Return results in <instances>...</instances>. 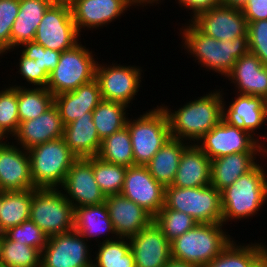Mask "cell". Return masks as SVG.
I'll list each match as a JSON object with an SVG mask.
<instances>
[{
  "label": "cell",
  "instance_id": "cell-13",
  "mask_svg": "<svg viewBox=\"0 0 267 267\" xmlns=\"http://www.w3.org/2000/svg\"><path fill=\"white\" fill-rule=\"evenodd\" d=\"M196 144L210 160L234 153L260 152V142L255 137L223 120Z\"/></svg>",
  "mask_w": 267,
  "mask_h": 267
},
{
  "label": "cell",
  "instance_id": "cell-52",
  "mask_svg": "<svg viewBox=\"0 0 267 267\" xmlns=\"http://www.w3.org/2000/svg\"><path fill=\"white\" fill-rule=\"evenodd\" d=\"M252 267H267V252Z\"/></svg>",
  "mask_w": 267,
  "mask_h": 267
},
{
  "label": "cell",
  "instance_id": "cell-11",
  "mask_svg": "<svg viewBox=\"0 0 267 267\" xmlns=\"http://www.w3.org/2000/svg\"><path fill=\"white\" fill-rule=\"evenodd\" d=\"M81 41L73 20L71 6L53 2L44 13L34 42L58 52L73 48Z\"/></svg>",
  "mask_w": 267,
  "mask_h": 267
},
{
  "label": "cell",
  "instance_id": "cell-5",
  "mask_svg": "<svg viewBox=\"0 0 267 267\" xmlns=\"http://www.w3.org/2000/svg\"><path fill=\"white\" fill-rule=\"evenodd\" d=\"M134 118L128 117L126 122L130 132L134 165L146 166L171 138L169 120L161 105Z\"/></svg>",
  "mask_w": 267,
  "mask_h": 267
},
{
  "label": "cell",
  "instance_id": "cell-26",
  "mask_svg": "<svg viewBox=\"0 0 267 267\" xmlns=\"http://www.w3.org/2000/svg\"><path fill=\"white\" fill-rule=\"evenodd\" d=\"M211 160L198 147L190 143L182 152L178 170L172 186L193 188L210 185Z\"/></svg>",
  "mask_w": 267,
  "mask_h": 267
},
{
  "label": "cell",
  "instance_id": "cell-50",
  "mask_svg": "<svg viewBox=\"0 0 267 267\" xmlns=\"http://www.w3.org/2000/svg\"><path fill=\"white\" fill-rule=\"evenodd\" d=\"M164 267H199V266L192 264V263L182 262V261H178V260L171 258Z\"/></svg>",
  "mask_w": 267,
  "mask_h": 267
},
{
  "label": "cell",
  "instance_id": "cell-16",
  "mask_svg": "<svg viewBox=\"0 0 267 267\" xmlns=\"http://www.w3.org/2000/svg\"><path fill=\"white\" fill-rule=\"evenodd\" d=\"M237 96V97H236ZM231 102L222 103V120L227 124L249 132L259 142L261 131L267 126V101L263 97L235 93ZM229 103L228 104H226ZM228 105V106H227Z\"/></svg>",
  "mask_w": 267,
  "mask_h": 267
},
{
  "label": "cell",
  "instance_id": "cell-48",
  "mask_svg": "<svg viewBox=\"0 0 267 267\" xmlns=\"http://www.w3.org/2000/svg\"><path fill=\"white\" fill-rule=\"evenodd\" d=\"M222 6L232 7L242 10L248 0H220Z\"/></svg>",
  "mask_w": 267,
  "mask_h": 267
},
{
  "label": "cell",
  "instance_id": "cell-12",
  "mask_svg": "<svg viewBox=\"0 0 267 267\" xmlns=\"http://www.w3.org/2000/svg\"><path fill=\"white\" fill-rule=\"evenodd\" d=\"M93 245L75 230L48 237L40 267H93Z\"/></svg>",
  "mask_w": 267,
  "mask_h": 267
},
{
  "label": "cell",
  "instance_id": "cell-4",
  "mask_svg": "<svg viewBox=\"0 0 267 267\" xmlns=\"http://www.w3.org/2000/svg\"><path fill=\"white\" fill-rule=\"evenodd\" d=\"M223 223H197L171 242V258L205 267L234 239Z\"/></svg>",
  "mask_w": 267,
  "mask_h": 267
},
{
  "label": "cell",
  "instance_id": "cell-39",
  "mask_svg": "<svg viewBox=\"0 0 267 267\" xmlns=\"http://www.w3.org/2000/svg\"><path fill=\"white\" fill-rule=\"evenodd\" d=\"M0 90V129L11 140L16 134L20 120L18 114V87L6 86Z\"/></svg>",
  "mask_w": 267,
  "mask_h": 267
},
{
  "label": "cell",
  "instance_id": "cell-34",
  "mask_svg": "<svg viewBox=\"0 0 267 267\" xmlns=\"http://www.w3.org/2000/svg\"><path fill=\"white\" fill-rule=\"evenodd\" d=\"M93 251V267H136L130 250L129 238H116L101 242Z\"/></svg>",
  "mask_w": 267,
  "mask_h": 267
},
{
  "label": "cell",
  "instance_id": "cell-33",
  "mask_svg": "<svg viewBox=\"0 0 267 267\" xmlns=\"http://www.w3.org/2000/svg\"><path fill=\"white\" fill-rule=\"evenodd\" d=\"M129 108L131 107L116 101H100L92 112V120L101 140L126 126Z\"/></svg>",
  "mask_w": 267,
  "mask_h": 267
},
{
  "label": "cell",
  "instance_id": "cell-2",
  "mask_svg": "<svg viewBox=\"0 0 267 267\" xmlns=\"http://www.w3.org/2000/svg\"><path fill=\"white\" fill-rule=\"evenodd\" d=\"M223 91L226 90H210L206 95L184 102L177 110L161 104L168 116L171 137L196 144L222 120V103L226 95Z\"/></svg>",
  "mask_w": 267,
  "mask_h": 267
},
{
  "label": "cell",
  "instance_id": "cell-9",
  "mask_svg": "<svg viewBox=\"0 0 267 267\" xmlns=\"http://www.w3.org/2000/svg\"><path fill=\"white\" fill-rule=\"evenodd\" d=\"M81 42L61 52L59 62L49 75L47 89L54 95L73 91L95 79L98 58ZM97 59V60H96Z\"/></svg>",
  "mask_w": 267,
  "mask_h": 267
},
{
  "label": "cell",
  "instance_id": "cell-38",
  "mask_svg": "<svg viewBox=\"0 0 267 267\" xmlns=\"http://www.w3.org/2000/svg\"><path fill=\"white\" fill-rule=\"evenodd\" d=\"M127 167L93 157V174L105 196L120 194L123 188Z\"/></svg>",
  "mask_w": 267,
  "mask_h": 267
},
{
  "label": "cell",
  "instance_id": "cell-18",
  "mask_svg": "<svg viewBox=\"0 0 267 267\" xmlns=\"http://www.w3.org/2000/svg\"><path fill=\"white\" fill-rule=\"evenodd\" d=\"M120 194L143 207L153 217L165 204V187L154 179L147 166L127 168Z\"/></svg>",
  "mask_w": 267,
  "mask_h": 267
},
{
  "label": "cell",
  "instance_id": "cell-27",
  "mask_svg": "<svg viewBox=\"0 0 267 267\" xmlns=\"http://www.w3.org/2000/svg\"><path fill=\"white\" fill-rule=\"evenodd\" d=\"M260 152L229 154L211 160L210 184L221 191L232 185L240 176L251 171L259 162Z\"/></svg>",
  "mask_w": 267,
  "mask_h": 267
},
{
  "label": "cell",
  "instance_id": "cell-32",
  "mask_svg": "<svg viewBox=\"0 0 267 267\" xmlns=\"http://www.w3.org/2000/svg\"><path fill=\"white\" fill-rule=\"evenodd\" d=\"M33 193L34 189L21 191L1 190L0 222L5 230L30 219Z\"/></svg>",
  "mask_w": 267,
  "mask_h": 267
},
{
  "label": "cell",
  "instance_id": "cell-53",
  "mask_svg": "<svg viewBox=\"0 0 267 267\" xmlns=\"http://www.w3.org/2000/svg\"><path fill=\"white\" fill-rule=\"evenodd\" d=\"M8 137L0 129V146L8 142Z\"/></svg>",
  "mask_w": 267,
  "mask_h": 267
},
{
  "label": "cell",
  "instance_id": "cell-46",
  "mask_svg": "<svg viewBox=\"0 0 267 267\" xmlns=\"http://www.w3.org/2000/svg\"><path fill=\"white\" fill-rule=\"evenodd\" d=\"M179 4V7L183 10L187 9L189 12L190 20H192L198 14L210 10L216 6L221 5L220 0H175ZM181 5V6H180Z\"/></svg>",
  "mask_w": 267,
  "mask_h": 267
},
{
  "label": "cell",
  "instance_id": "cell-55",
  "mask_svg": "<svg viewBox=\"0 0 267 267\" xmlns=\"http://www.w3.org/2000/svg\"><path fill=\"white\" fill-rule=\"evenodd\" d=\"M75 0H53L55 3H64L71 5Z\"/></svg>",
  "mask_w": 267,
  "mask_h": 267
},
{
  "label": "cell",
  "instance_id": "cell-24",
  "mask_svg": "<svg viewBox=\"0 0 267 267\" xmlns=\"http://www.w3.org/2000/svg\"><path fill=\"white\" fill-rule=\"evenodd\" d=\"M234 84L238 94L263 97L267 101V66L253 53L240 57L232 71L223 78Z\"/></svg>",
  "mask_w": 267,
  "mask_h": 267
},
{
  "label": "cell",
  "instance_id": "cell-57",
  "mask_svg": "<svg viewBox=\"0 0 267 267\" xmlns=\"http://www.w3.org/2000/svg\"><path fill=\"white\" fill-rule=\"evenodd\" d=\"M0 206H1V190H0Z\"/></svg>",
  "mask_w": 267,
  "mask_h": 267
},
{
  "label": "cell",
  "instance_id": "cell-30",
  "mask_svg": "<svg viewBox=\"0 0 267 267\" xmlns=\"http://www.w3.org/2000/svg\"><path fill=\"white\" fill-rule=\"evenodd\" d=\"M190 143L170 138L146 165L154 179L164 187L171 186L176 177L180 157Z\"/></svg>",
  "mask_w": 267,
  "mask_h": 267
},
{
  "label": "cell",
  "instance_id": "cell-21",
  "mask_svg": "<svg viewBox=\"0 0 267 267\" xmlns=\"http://www.w3.org/2000/svg\"><path fill=\"white\" fill-rule=\"evenodd\" d=\"M105 203L117 237L130 238L153 222L149 212L122 194L106 196Z\"/></svg>",
  "mask_w": 267,
  "mask_h": 267
},
{
  "label": "cell",
  "instance_id": "cell-45",
  "mask_svg": "<svg viewBox=\"0 0 267 267\" xmlns=\"http://www.w3.org/2000/svg\"><path fill=\"white\" fill-rule=\"evenodd\" d=\"M249 52L255 54L267 66V19L248 23Z\"/></svg>",
  "mask_w": 267,
  "mask_h": 267
},
{
  "label": "cell",
  "instance_id": "cell-54",
  "mask_svg": "<svg viewBox=\"0 0 267 267\" xmlns=\"http://www.w3.org/2000/svg\"><path fill=\"white\" fill-rule=\"evenodd\" d=\"M6 237V230L0 222V242Z\"/></svg>",
  "mask_w": 267,
  "mask_h": 267
},
{
  "label": "cell",
  "instance_id": "cell-7",
  "mask_svg": "<svg viewBox=\"0 0 267 267\" xmlns=\"http://www.w3.org/2000/svg\"><path fill=\"white\" fill-rule=\"evenodd\" d=\"M190 215L197 223H222L221 192L211 184L203 187H165V204Z\"/></svg>",
  "mask_w": 267,
  "mask_h": 267
},
{
  "label": "cell",
  "instance_id": "cell-19",
  "mask_svg": "<svg viewBox=\"0 0 267 267\" xmlns=\"http://www.w3.org/2000/svg\"><path fill=\"white\" fill-rule=\"evenodd\" d=\"M31 177L27 150L14 141L0 146V190L21 191L35 189Z\"/></svg>",
  "mask_w": 267,
  "mask_h": 267
},
{
  "label": "cell",
  "instance_id": "cell-22",
  "mask_svg": "<svg viewBox=\"0 0 267 267\" xmlns=\"http://www.w3.org/2000/svg\"><path fill=\"white\" fill-rule=\"evenodd\" d=\"M64 124L56 106L53 104L39 117L20 122L16 134L11 138L25 150L48 141L62 138Z\"/></svg>",
  "mask_w": 267,
  "mask_h": 267
},
{
  "label": "cell",
  "instance_id": "cell-44",
  "mask_svg": "<svg viewBox=\"0 0 267 267\" xmlns=\"http://www.w3.org/2000/svg\"><path fill=\"white\" fill-rule=\"evenodd\" d=\"M20 49H12L7 51V54L15 50H20L21 53L28 59H33L39 66L48 74L54 70L59 62L61 52L44 48L42 45L34 41L27 42L19 47Z\"/></svg>",
  "mask_w": 267,
  "mask_h": 267
},
{
  "label": "cell",
  "instance_id": "cell-56",
  "mask_svg": "<svg viewBox=\"0 0 267 267\" xmlns=\"http://www.w3.org/2000/svg\"><path fill=\"white\" fill-rule=\"evenodd\" d=\"M0 253H1V242H0ZM0 267H1V254H0Z\"/></svg>",
  "mask_w": 267,
  "mask_h": 267
},
{
  "label": "cell",
  "instance_id": "cell-25",
  "mask_svg": "<svg viewBox=\"0 0 267 267\" xmlns=\"http://www.w3.org/2000/svg\"><path fill=\"white\" fill-rule=\"evenodd\" d=\"M74 230L81 234L90 244H92V240L100 244V237L102 238V243L118 238L105 202L99 205L75 208Z\"/></svg>",
  "mask_w": 267,
  "mask_h": 267
},
{
  "label": "cell",
  "instance_id": "cell-1",
  "mask_svg": "<svg viewBox=\"0 0 267 267\" xmlns=\"http://www.w3.org/2000/svg\"><path fill=\"white\" fill-rule=\"evenodd\" d=\"M183 23L179 30L181 47L200 67L226 77L235 62L249 52L248 36H239L233 40L220 41L202 34L190 21Z\"/></svg>",
  "mask_w": 267,
  "mask_h": 267
},
{
  "label": "cell",
  "instance_id": "cell-37",
  "mask_svg": "<svg viewBox=\"0 0 267 267\" xmlns=\"http://www.w3.org/2000/svg\"><path fill=\"white\" fill-rule=\"evenodd\" d=\"M1 267H40L41 252L20 242L1 241Z\"/></svg>",
  "mask_w": 267,
  "mask_h": 267
},
{
  "label": "cell",
  "instance_id": "cell-8",
  "mask_svg": "<svg viewBox=\"0 0 267 267\" xmlns=\"http://www.w3.org/2000/svg\"><path fill=\"white\" fill-rule=\"evenodd\" d=\"M74 206L59 188H35L30 219L48 236L74 230Z\"/></svg>",
  "mask_w": 267,
  "mask_h": 267
},
{
  "label": "cell",
  "instance_id": "cell-10",
  "mask_svg": "<svg viewBox=\"0 0 267 267\" xmlns=\"http://www.w3.org/2000/svg\"><path fill=\"white\" fill-rule=\"evenodd\" d=\"M142 68L136 65L131 66V64L126 66L124 63L118 64L113 61L112 64L97 62L95 79L99 84L101 98L124 103L130 107L140 87H143L140 85L144 76Z\"/></svg>",
  "mask_w": 267,
  "mask_h": 267
},
{
  "label": "cell",
  "instance_id": "cell-15",
  "mask_svg": "<svg viewBox=\"0 0 267 267\" xmlns=\"http://www.w3.org/2000/svg\"><path fill=\"white\" fill-rule=\"evenodd\" d=\"M70 6L80 35L86 30L107 27L133 6L136 8L132 0H75Z\"/></svg>",
  "mask_w": 267,
  "mask_h": 267
},
{
  "label": "cell",
  "instance_id": "cell-40",
  "mask_svg": "<svg viewBox=\"0 0 267 267\" xmlns=\"http://www.w3.org/2000/svg\"><path fill=\"white\" fill-rule=\"evenodd\" d=\"M153 221L170 243L197 224L190 215L173 209H161Z\"/></svg>",
  "mask_w": 267,
  "mask_h": 267
},
{
  "label": "cell",
  "instance_id": "cell-41",
  "mask_svg": "<svg viewBox=\"0 0 267 267\" xmlns=\"http://www.w3.org/2000/svg\"><path fill=\"white\" fill-rule=\"evenodd\" d=\"M6 238L37 248L40 252L45 248L48 236L31 220L6 230Z\"/></svg>",
  "mask_w": 267,
  "mask_h": 267
},
{
  "label": "cell",
  "instance_id": "cell-42",
  "mask_svg": "<svg viewBox=\"0 0 267 267\" xmlns=\"http://www.w3.org/2000/svg\"><path fill=\"white\" fill-rule=\"evenodd\" d=\"M18 52L16 54L20 57L19 59H17L19 61L16 62V70H18L16 73L20 74V78H22L26 82L24 86L21 85L23 84L22 82L19 83L20 85L18 83L15 84V82H12V84L9 83L8 85L15 87H26L25 85H27V87L46 88L49 80V75L39 66L37 62H35V60L28 59L19 50Z\"/></svg>",
  "mask_w": 267,
  "mask_h": 267
},
{
  "label": "cell",
  "instance_id": "cell-36",
  "mask_svg": "<svg viewBox=\"0 0 267 267\" xmlns=\"http://www.w3.org/2000/svg\"><path fill=\"white\" fill-rule=\"evenodd\" d=\"M54 104V95L47 88L18 87L20 122L34 119Z\"/></svg>",
  "mask_w": 267,
  "mask_h": 267
},
{
  "label": "cell",
  "instance_id": "cell-3",
  "mask_svg": "<svg viewBox=\"0 0 267 267\" xmlns=\"http://www.w3.org/2000/svg\"><path fill=\"white\" fill-rule=\"evenodd\" d=\"M261 164L258 163L251 171L220 191L222 223L225 226L233 221L253 218L267 203V170L264 169L266 164Z\"/></svg>",
  "mask_w": 267,
  "mask_h": 267
},
{
  "label": "cell",
  "instance_id": "cell-35",
  "mask_svg": "<svg viewBox=\"0 0 267 267\" xmlns=\"http://www.w3.org/2000/svg\"><path fill=\"white\" fill-rule=\"evenodd\" d=\"M97 157L105 162L127 168L133 166L134 156L128 128L125 126L112 135L105 137L101 142Z\"/></svg>",
  "mask_w": 267,
  "mask_h": 267
},
{
  "label": "cell",
  "instance_id": "cell-51",
  "mask_svg": "<svg viewBox=\"0 0 267 267\" xmlns=\"http://www.w3.org/2000/svg\"><path fill=\"white\" fill-rule=\"evenodd\" d=\"M265 142H267V132H266V134H265V132H264V134L262 133V140L260 142V156H259L260 160L261 159L264 160V158L267 159L266 158L267 157V144Z\"/></svg>",
  "mask_w": 267,
  "mask_h": 267
},
{
  "label": "cell",
  "instance_id": "cell-23",
  "mask_svg": "<svg viewBox=\"0 0 267 267\" xmlns=\"http://www.w3.org/2000/svg\"><path fill=\"white\" fill-rule=\"evenodd\" d=\"M101 100L99 84L93 79L73 91L54 96V105L66 126L78 118L92 116L93 110Z\"/></svg>",
  "mask_w": 267,
  "mask_h": 267
},
{
  "label": "cell",
  "instance_id": "cell-43",
  "mask_svg": "<svg viewBox=\"0 0 267 267\" xmlns=\"http://www.w3.org/2000/svg\"><path fill=\"white\" fill-rule=\"evenodd\" d=\"M19 7L20 0H0V57L10 51L11 29Z\"/></svg>",
  "mask_w": 267,
  "mask_h": 267
},
{
  "label": "cell",
  "instance_id": "cell-17",
  "mask_svg": "<svg viewBox=\"0 0 267 267\" xmlns=\"http://www.w3.org/2000/svg\"><path fill=\"white\" fill-rule=\"evenodd\" d=\"M190 22L204 35L215 40H233L248 36V23L240 9L216 6L195 16Z\"/></svg>",
  "mask_w": 267,
  "mask_h": 267
},
{
  "label": "cell",
  "instance_id": "cell-29",
  "mask_svg": "<svg viewBox=\"0 0 267 267\" xmlns=\"http://www.w3.org/2000/svg\"><path fill=\"white\" fill-rule=\"evenodd\" d=\"M63 138L69 150L78 158L95 157L101 148L92 116L81 117L64 126Z\"/></svg>",
  "mask_w": 267,
  "mask_h": 267
},
{
  "label": "cell",
  "instance_id": "cell-28",
  "mask_svg": "<svg viewBox=\"0 0 267 267\" xmlns=\"http://www.w3.org/2000/svg\"><path fill=\"white\" fill-rule=\"evenodd\" d=\"M53 0H20L18 15L11 29L10 50L34 41L37 28Z\"/></svg>",
  "mask_w": 267,
  "mask_h": 267
},
{
  "label": "cell",
  "instance_id": "cell-14",
  "mask_svg": "<svg viewBox=\"0 0 267 267\" xmlns=\"http://www.w3.org/2000/svg\"><path fill=\"white\" fill-rule=\"evenodd\" d=\"M59 189L74 208L99 205L106 200L93 174V157L78 158Z\"/></svg>",
  "mask_w": 267,
  "mask_h": 267
},
{
  "label": "cell",
  "instance_id": "cell-47",
  "mask_svg": "<svg viewBox=\"0 0 267 267\" xmlns=\"http://www.w3.org/2000/svg\"><path fill=\"white\" fill-rule=\"evenodd\" d=\"M244 17L249 22L267 19V0H248L241 10Z\"/></svg>",
  "mask_w": 267,
  "mask_h": 267
},
{
  "label": "cell",
  "instance_id": "cell-31",
  "mask_svg": "<svg viewBox=\"0 0 267 267\" xmlns=\"http://www.w3.org/2000/svg\"><path fill=\"white\" fill-rule=\"evenodd\" d=\"M233 239L228 246L205 267H252L266 252V242L239 243Z\"/></svg>",
  "mask_w": 267,
  "mask_h": 267
},
{
  "label": "cell",
  "instance_id": "cell-49",
  "mask_svg": "<svg viewBox=\"0 0 267 267\" xmlns=\"http://www.w3.org/2000/svg\"><path fill=\"white\" fill-rule=\"evenodd\" d=\"M133 1V3L135 4V7H136V9H137V6H138V9H139V7L141 8V7H143V9H144V7H150V6H156L157 4H160V6H161V2L163 3V1L164 0H132ZM154 4H156V5H154Z\"/></svg>",
  "mask_w": 267,
  "mask_h": 267
},
{
  "label": "cell",
  "instance_id": "cell-20",
  "mask_svg": "<svg viewBox=\"0 0 267 267\" xmlns=\"http://www.w3.org/2000/svg\"><path fill=\"white\" fill-rule=\"evenodd\" d=\"M136 267H164L171 259V243L153 221L129 238Z\"/></svg>",
  "mask_w": 267,
  "mask_h": 267
},
{
  "label": "cell",
  "instance_id": "cell-6",
  "mask_svg": "<svg viewBox=\"0 0 267 267\" xmlns=\"http://www.w3.org/2000/svg\"><path fill=\"white\" fill-rule=\"evenodd\" d=\"M27 152L36 188H59L71 165L78 159L69 150L63 137L36 145Z\"/></svg>",
  "mask_w": 267,
  "mask_h": 267
}]
</instances>
